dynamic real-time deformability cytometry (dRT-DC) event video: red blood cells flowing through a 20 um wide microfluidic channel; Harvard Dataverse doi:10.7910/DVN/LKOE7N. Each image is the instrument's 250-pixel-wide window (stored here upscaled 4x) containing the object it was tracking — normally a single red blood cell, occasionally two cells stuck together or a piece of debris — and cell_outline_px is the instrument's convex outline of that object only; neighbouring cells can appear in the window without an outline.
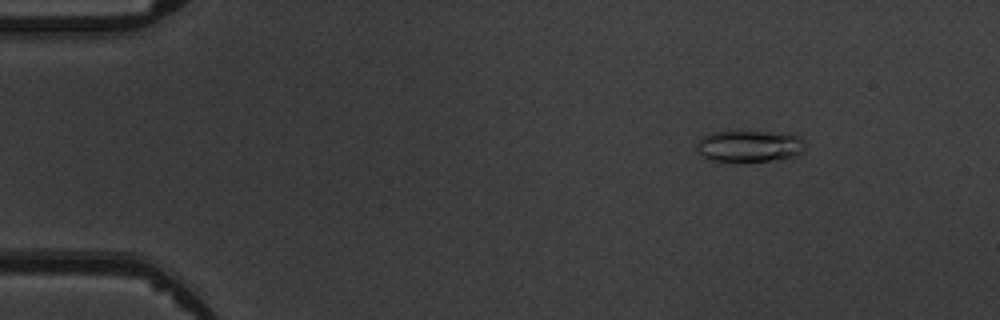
{"species": "common noctule bat (a hibernating species)", "species_latin": "Nyctalus noctula", "temperature_condition": "warm", "stored_images_in_passage": 7, "camera_frame_rate_fps": 3000, "um_per_image_px": 0.085, "animal": {"sex": "male", "body_mass_g": 19.5, "forearm_length_mm": 54.6}, "frame": {"image": 1, "passage_image": 2, "time_ms": 1.333, "image_size_px": [1000, 320], "cell_outline_px": [[804, 152], [796, 156], [740, 164], [732, 164], [708, 160], [700, 156], [696, 148], [700, 140], [704, 136], [712, 132], [764, 132], [800, 136], [804, 140]], "centroid_in_image_um": [63.65, 12.48], "position_along_channel_um": 21.4, "area_um2": 20.4}}
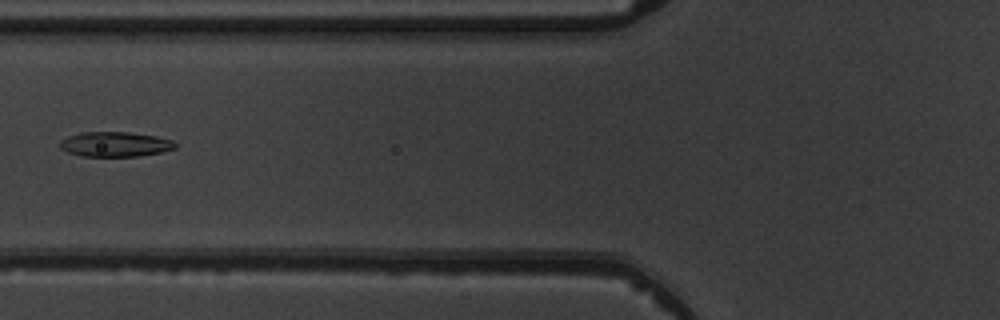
{"frame": {"image": 2, "passage_image": 6, "time_ms": 6.0, "image_size_px": [1000, 320], "cell_outline_px": [[176, 148], [160, 152], [140, 156], [80, 156], [68, 152], [60, 148], [60, 140], [68, 136], [80, 132], [128, 132], [156, 136], [172, 140], [176, 144]], "centroid_in_image_um": [9.76, 12.26], "position_along_channel_um": 116.0, "area_um2": 16.7}}
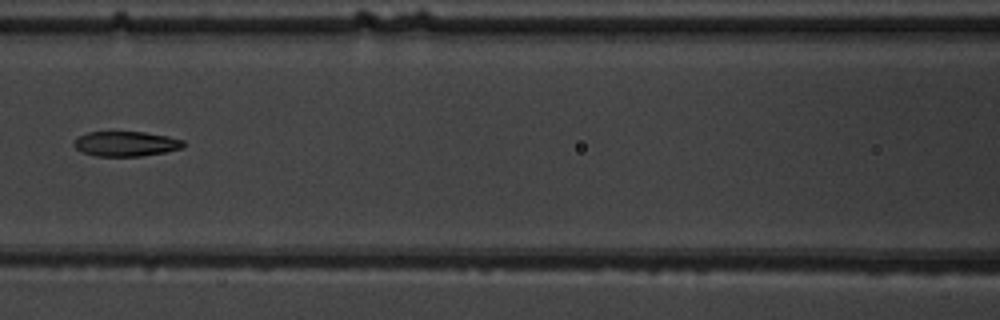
{"frame": {"image": 3, "passage_image": 7, "time_ms": 7.0, "image_size_px": [1000, 320], "cell_outline_px": [[184, 148], [164, 152], [140, 156], [96, 156], [84, 152], [76, 148], [72, 144], [72, 140], [88, 132], [144, 132], [168, 136], [184, 140]], "centroid_in_image_um": [10.7, 12.22], "position_along_channel_um": 155.9, "area_um2": 15.9}}